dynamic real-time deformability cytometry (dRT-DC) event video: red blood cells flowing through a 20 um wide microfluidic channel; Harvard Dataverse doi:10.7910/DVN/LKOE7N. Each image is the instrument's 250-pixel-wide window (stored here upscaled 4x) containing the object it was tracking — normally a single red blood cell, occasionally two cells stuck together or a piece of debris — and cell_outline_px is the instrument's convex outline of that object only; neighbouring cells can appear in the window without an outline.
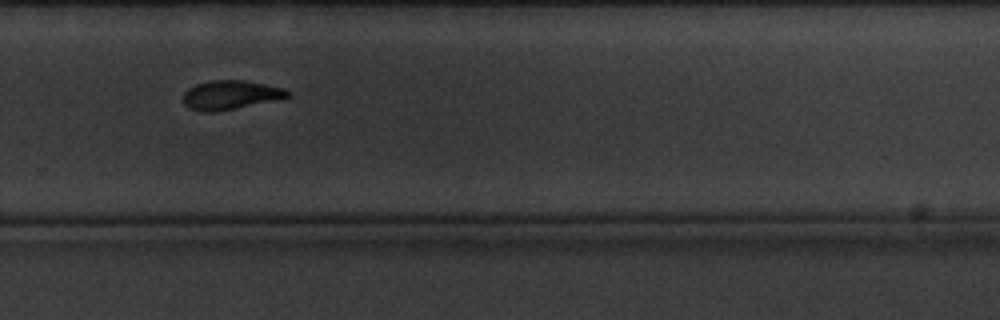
{"species": "common noctule bat (a hibernating species)", "species_latin": "Nyctalus noctula", "temperature_condition": "cold", "stored_images_in_passage": 12, "camera_frame_rate_fps": 3000, "um_per_image_px": 0.085, "animal": {"sex": "male", "body_mass_g": 20.1, "forearm_length_mm": 53.5}, "frame": {"image": 1, "passage_image": 10, "time_ms": 11.0, "image_size_px": [1000, 320], "cell_outline_px": [[292, 96], [280, 100], [212, 112], [204, 112], [188, 108], [184, 104], [184, 92], [188, 88], [196, 84], [212, 80], [244, 80], [284, 88], [292, 92]], "centroid_in_image_um": [19.64, 8.07], "position_along_channel_um": 310.2, "area_um2": 17.8}}